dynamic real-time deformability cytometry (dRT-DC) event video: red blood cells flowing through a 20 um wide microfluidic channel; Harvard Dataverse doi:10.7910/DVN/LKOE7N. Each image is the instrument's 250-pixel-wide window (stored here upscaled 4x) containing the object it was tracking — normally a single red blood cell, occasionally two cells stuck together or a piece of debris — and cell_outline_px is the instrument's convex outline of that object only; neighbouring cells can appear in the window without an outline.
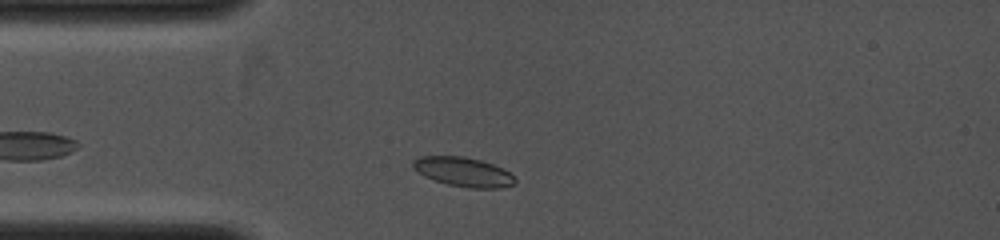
{"species": "common noctule bat (a hibernating species)", "species_latin": "Nyctalus noctula", "temperature_condition": "cold", "stored_images_in_passage": 5, "camera_frame_rate_fps": 4000, "um_per_image_px": 0.085, "animal": {"sex": "female", "body_mass_g": 19.0, "forearm_length_mm": 53.3}, "frame": {"image": 1, "passage_image": 2, "time_ms": 0.5, "image_size_px": [1000, 240], "cell_outline_px": [[516, 184], [500, 188], [468, 188], [448, 184], [424, 176], [412, 168], [412, 160], [420, 156], [464, 156], [480, 160], [492, 164], [508, 172], [516, 180]], "centroid_in_image_um": [39.35, 14.61], "position_along_channel_um": 45.6, "area_um2": 17.34}}
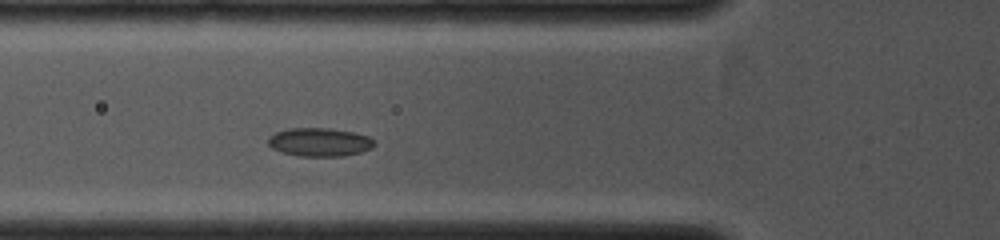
{"frame": {"image": 2, "passage_image": 5, "time_ms": 1.75, "image_size_px": [1000, 240], "cell_outline_px": [[376, 144], [372, 148], [360, 152], [344, 156], [300, 156], [280, 152], [272, 148], [268, 144], [268, 140], [276, 132], [288, 128], [328, 128], [352, 132], [368, 136], [376, 140]], "centroid_in_image_um": [27.19, 12.08], "position_along_channel_um": 98.6, "area_um2": 17.63}}